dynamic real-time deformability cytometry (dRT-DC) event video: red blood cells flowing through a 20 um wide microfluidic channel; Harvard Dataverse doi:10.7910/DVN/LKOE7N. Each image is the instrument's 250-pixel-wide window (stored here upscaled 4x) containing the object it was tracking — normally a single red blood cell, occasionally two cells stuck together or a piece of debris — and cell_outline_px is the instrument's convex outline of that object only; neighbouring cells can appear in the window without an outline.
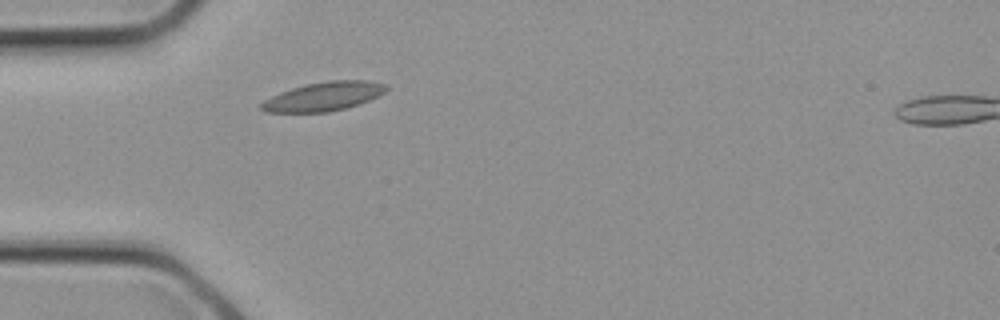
{"species": "common noctule bat (a hibernating species)", "species_latin": "Nyctalus noctula", "temperature_condition": "cold", "stored_images_in_passage": 2, "camera_frame_rate_fps": 3000, "um_per_image_px": 0.085, "animal": {"sex": "female", "body_mass_g": 21.9}, "frame": {"image": 1, "passage_image": 2, "time_ms": 0.333, "image_size_px": [1000, 320], "cell_outline_px": [[388, 88], [384, 92], [368, 100], [344, 108], [328, 112], [264, 112], [260, 108], [260, 104], [264, 100], [280, 92], [292, 88], [308, 84], [328, 80], [368, 80], [384, 84]], "centroid_in_image_um": [27.47, 8.19], "position_along_channel_um": 57.5, "area_um2": 20.69}}